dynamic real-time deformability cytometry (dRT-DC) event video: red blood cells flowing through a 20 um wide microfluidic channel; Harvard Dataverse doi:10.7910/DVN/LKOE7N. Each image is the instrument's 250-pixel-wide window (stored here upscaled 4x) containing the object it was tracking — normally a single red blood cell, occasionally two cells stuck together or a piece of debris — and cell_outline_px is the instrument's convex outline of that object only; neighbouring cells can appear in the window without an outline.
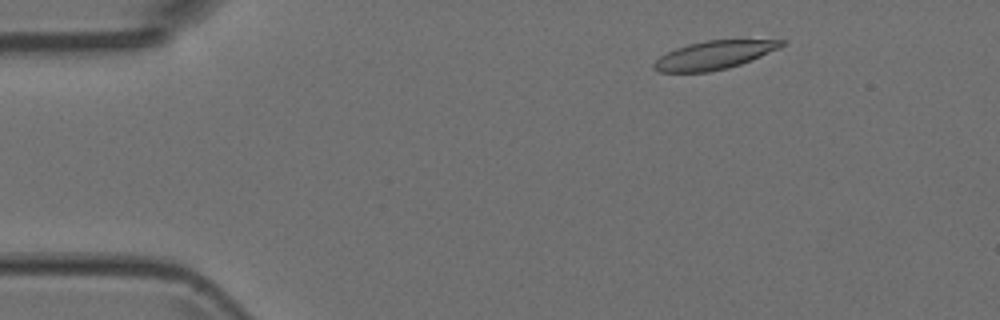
{"species": "Egyptian fruit bat (a non-hibernating species)", "species_latin": "Rousettus aegyptiacus", "temperature_condition": "room temperature", "stored_images_in_passage": 3, "camera_frame_rate_fps": 3000, "um_per_image_px": 0.085, "animal": {"sex": "female"}, "frame": {"image": 1, "passage_image": 1, "time_ms": 0.0, "image_size_px": [1000, 320], "cell_outline_px": [[784, 44], [780, 48], [752, 60], [728, 68], [708, 72], [660, 72], [652, 68], [652, 64], [660, 56], [676, 48], [688, 44], [708, 40], [784, 40]], "centroid_in_image_um": [60.68, 4.69], "position_along_channel_um": 24.3, "area_um2": 20.98}}